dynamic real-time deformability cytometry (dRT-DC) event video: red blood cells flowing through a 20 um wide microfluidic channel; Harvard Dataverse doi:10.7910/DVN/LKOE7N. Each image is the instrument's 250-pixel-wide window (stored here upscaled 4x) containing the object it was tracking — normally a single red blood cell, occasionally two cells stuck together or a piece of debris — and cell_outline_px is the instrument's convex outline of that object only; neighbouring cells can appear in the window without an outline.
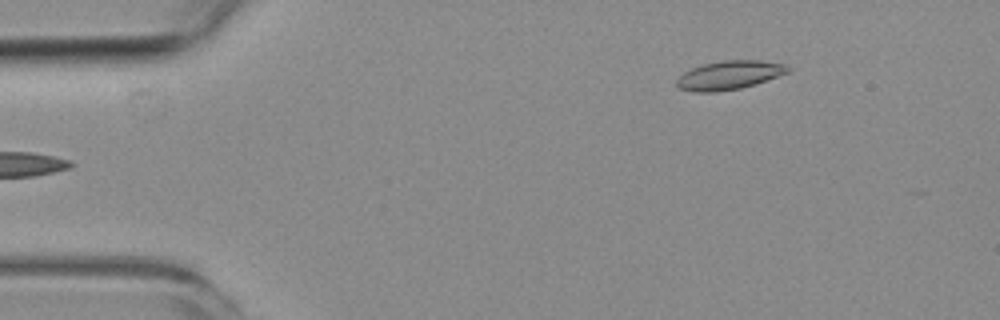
{"species": "common noctule bat (a hibernating species)", "species_latin": "Nyctalus noctula", "temperature_condition": "room temperature", "stored_images_in_passage": 6, "camera_frame_rate_fps": 3000, "um_per_image_px": 0.085, "animal": {"sex": "female", "body_mass_g": 19.3, "forearm_length_mm": 54.1}, "frame": {"image": 1, "passage_image": 6, "time_ms": 6.0, "image_size_px": [1000, 320], "cell_outline_px": [[792, 68], [788, 72], [756, 84], [740, 88], [716, 92], [692, 92], [680, 88], [676, 84], [676, 80], [684, 72], [692, 68], [704, 64], [724, 60], [760, 60], [784, 64]], "centroid_in_image_um": [61.99, 6.39], "position_along_channel_um": 23.0, "area_um2": 18.55}}